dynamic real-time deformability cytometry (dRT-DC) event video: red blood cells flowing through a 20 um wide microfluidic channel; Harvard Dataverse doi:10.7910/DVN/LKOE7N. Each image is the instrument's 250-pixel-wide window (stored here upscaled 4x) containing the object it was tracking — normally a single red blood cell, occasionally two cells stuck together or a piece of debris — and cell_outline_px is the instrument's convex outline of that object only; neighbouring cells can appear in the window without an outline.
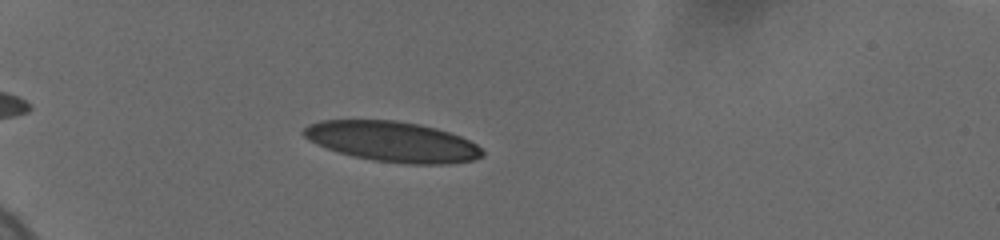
{"species": "human", "species_latin": "Homo sapiens", "temperature_condition": "cold", "stored_images_in_passage": 42, "camera_frame_rate_fps": 3000, "um_per_image_px": 0.085, "donor": {"sex": "female"}, "frame": {"image": 1, "passage_image": 5, "time_ms": 2.333, "image_size_px": [1000, 240], "cell_outline_px": [[484, 156], [472, 160], [448, 164], [408, 164], [372, 160], [352, 156], [328, 148], [308, 140], [300, 132], [308, 124], [320, 120], [396, 120], [420, 124], [436, 128], [460, 136], [476, 144], [484, 152]], "centroid_in_image_um": [33.35, 12.03], "position_along_channel_um": 51.7, "area_um2": 41.96}}
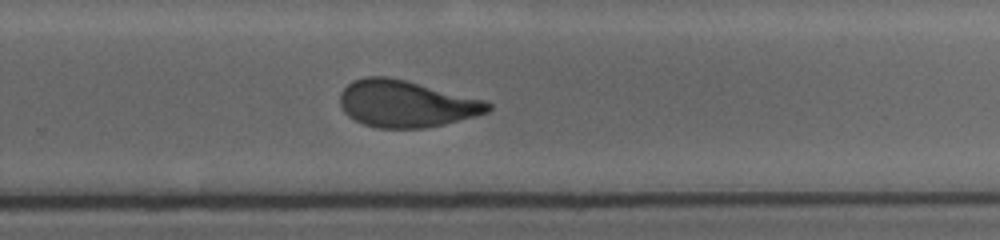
{"frame": {"image": 2, "passage_image": 19, "time_ms": 10.0, "image_size_px": [1000, 240], "cell_outline_px": [[492, 108], [488, 112], [476, 116], [444, 124], [424, 128], [380, 128], [364, 124], [348, 116], [344, 112], [340, 104], [340, 92], [348, 84], [356, 80], [368, 76], [388, 76], [484, 100], [492, 104]], "centroid_in_image_um": [34.51, 8.83], "position_along_channel_um": 295.3, "area_um2": 40.06}}
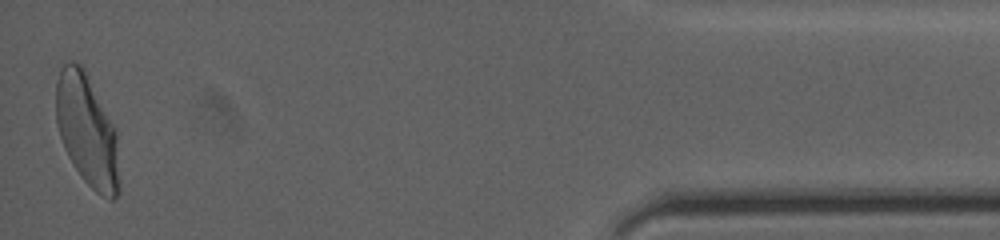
{"frame": {"image": 3, "passage_image": 42, "time_ms": 15.333, "image_size_px": [1000, 240], "cell_outline_px": [[120, 192], [112, 200], [108, 200], [100, 196], [80, 176], [68, 156], [64, 148], [60, 136], [56, 120], [56, 80], [64, 64], [68, 60], [72, 60], [80, 64], [84, 68], [116, 128], [120, 180]], "centroid_in_image_um": [7.42, 11.12], "position_along_channel_um": 427.8, "area_um2": 41.73}, "authors_computed_cell_mechanics": {"area_um2": 40.8646, "velocity_mm_per_s": 3.6614, "shape_relaxation_time_tau1_ms": 8.9662, "shape_relaxation_time_tau2_ms": 1.0979, "deformation_change_tau1": 0.2302, "deformation_change_tau2": 0.0835}}